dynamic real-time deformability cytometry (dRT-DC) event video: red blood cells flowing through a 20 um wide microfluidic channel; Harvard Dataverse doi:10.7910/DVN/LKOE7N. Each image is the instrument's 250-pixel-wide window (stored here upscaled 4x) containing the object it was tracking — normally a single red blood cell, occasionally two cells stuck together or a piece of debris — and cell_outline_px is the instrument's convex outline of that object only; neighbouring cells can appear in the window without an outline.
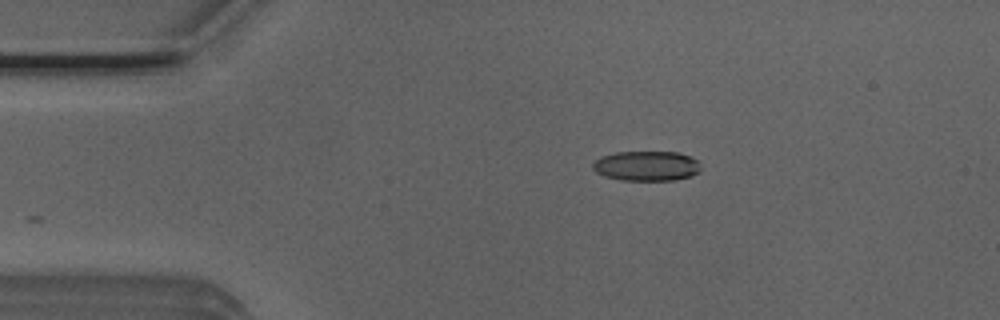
{"species": "Egyptian fruit bat (a non-hibernating species)", "species_latin": "Rousettus aegyptiacus", "temperature_condition": "room temperature", "stored_images_in_passage": 31, "camera_frame_rate_fps": 3000, "um_per_image_px": 0.085, "animal": {"sex": "male"}, "frame": {"image": 1, "passage_image": 1, "time_ms": 0.0, "image_size_px": [1000, 320], "cell_outline_px": [[700, 172], [692, 176], [672, 180], [620, 180], [604, 176], [596, 172], [592, 168], [592, 164], [600, 156], [616, 152], [680, 152], [692, 156], [700, 164]], "centroid_in_image_um": [54.97, 14.1], "position_along_channel_um": 30.0, "area_um2": 19.02}}
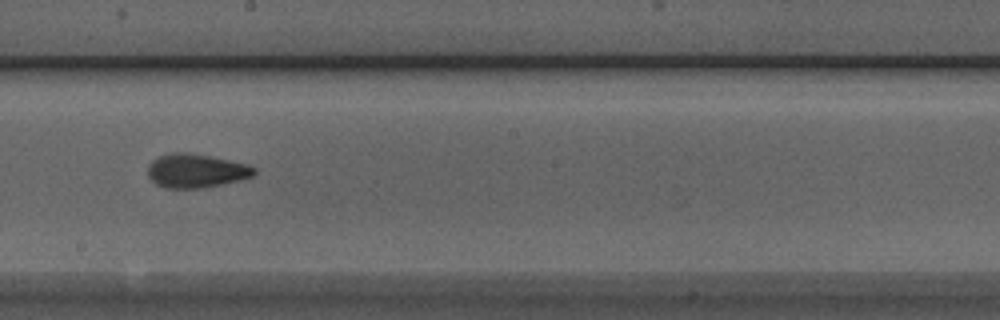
{"frame": {"image": 2, "passage_image": 20, "time_ms": 6.333, "image_size_px": [1000, 320], "cell_outline_px": [[256, 172], [252, 176], [240, 180], [200, 188], [164, 188], [156, 184], [148, 176], [148, 164], [152, 160], [160, 156], [172, 152], [188, 152], [248, 164], [256, 168]], "centroid_in_image_um": [16.64, 14.51], "position_along_channel_um": 231.6, "area_um2": 20.87}}
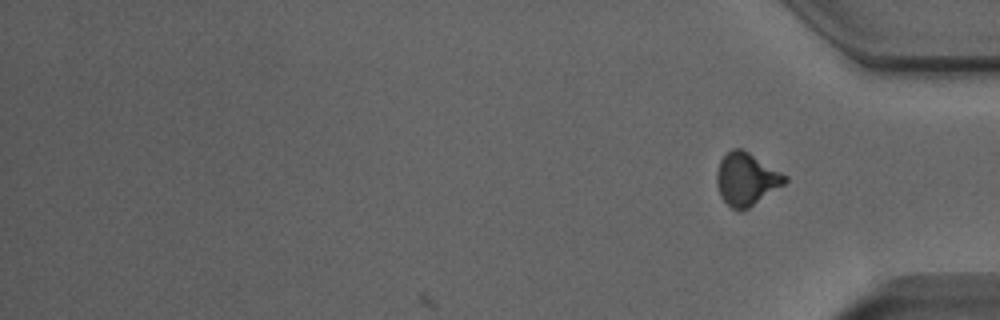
{"frame": {"image": 3, "passage_image": 31, "time_ms": 10.0, "image_size_px": [1000, 320], "cell_outline_px": [[788, 180], [784, 184], [748, 208], [740, 212], [732, 208], [720, 196], [716, 184], [716, 172], [720, 160], [732, 148], [740, 148], [748, 152], [788, 176]], "centroid_in_image_um": [63.42, 15.23], "position_along_channel_um": 371.8, "area_um2": 20.75}, "authors_computed_cell_mechanics": {"area_um2": 20.4612, "velocity_mm_per_s": 3.9192, "shape_relaxation_time_tau1_ms": 4.6508, "shape_relaxation_time_tau2_ms": 1.2931, "deformation_change_tau1": 0.1551, "deformation_change_tau2": 0.0736}}